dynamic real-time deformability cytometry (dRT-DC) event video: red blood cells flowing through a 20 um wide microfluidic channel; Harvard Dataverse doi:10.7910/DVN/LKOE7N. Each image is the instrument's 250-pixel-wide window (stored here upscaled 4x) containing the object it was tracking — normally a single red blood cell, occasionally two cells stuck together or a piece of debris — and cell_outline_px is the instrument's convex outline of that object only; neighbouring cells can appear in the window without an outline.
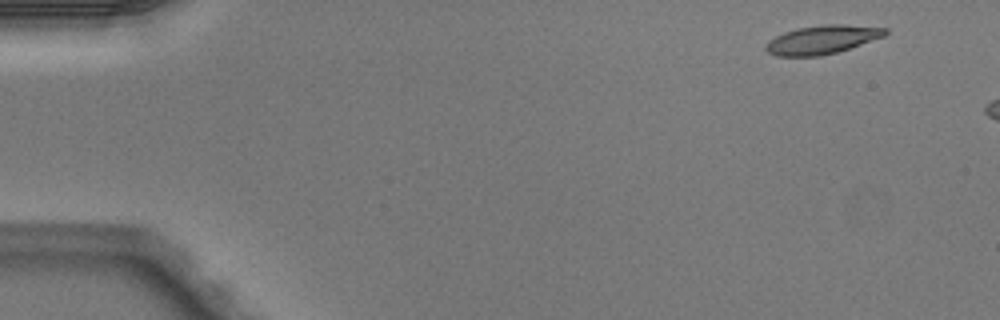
{"species": "Egyptian fruit bat (a non-hibernating species)", "species_latin": "Rousettus aegyptiacus", "temperature_condition": "warm", "stored_images_in_passage": 3, "camera_frame_rate_fps": 3000, "um_per_image_px": 0.085, "animal": {"sex": "male"}, "frame": {"image": 1, "passage_image": 1, "time_ms": 0.0, "image_size_px": [1000, 320], "cell_outline_px": [[888, 32], [884, 36], [836, 52], [820, 56], [776, 56], [768, 52], [764, 48], [768, 40], [784, 32], [800, 28], [824, 24], [840, 24], [888, 28]], "centroid_in_image_um": [69.85, 3.37], "position_along_channel_um": 15.1, "area_um2": 19.65}}